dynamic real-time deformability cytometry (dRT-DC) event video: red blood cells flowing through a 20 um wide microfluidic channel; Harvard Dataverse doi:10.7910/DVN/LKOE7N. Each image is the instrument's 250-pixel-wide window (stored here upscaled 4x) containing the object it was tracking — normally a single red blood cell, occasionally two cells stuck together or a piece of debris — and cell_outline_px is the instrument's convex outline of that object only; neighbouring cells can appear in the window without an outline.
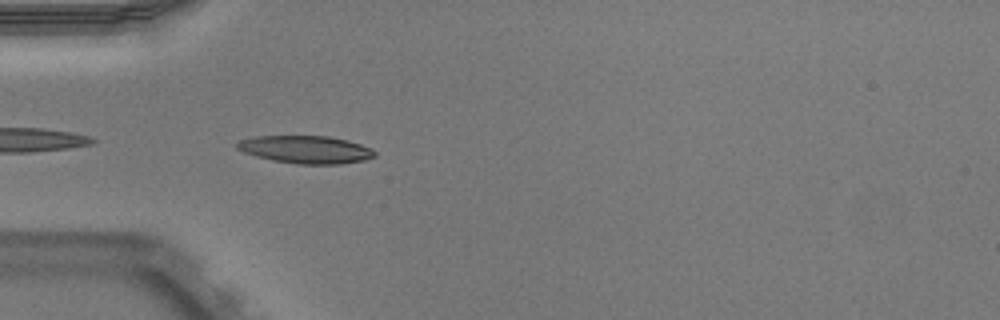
{"species": "Egyptian fruit bat (a non-hibernating species)", "species_latin": "Rousettus aegyptiacus", "temperature_condition": "warm", "stored_images_in_passage": 23, "camera_frame_rate_fps": 3000, "um_per_image_px": 0.085, "animal": {"sex": "male"}, "frame": {"image": 1, "passage_image": 1, "time_ms": 0.0, "image_size_px": [1000, 320], "cell_outline_px": [[376, 156], [364, 160], [340, 164], [296, 164], [272, 160], [256, 156], [244, 152], [236, 148], [236, 144], [240, 140], [252, 136], [328, 136], [348, 140], [372, 148], [376, 152]], "centroid_in_image_um": [26.0, 12.71], "position_along_channel_um": 59.0, "area_um2": 22.31}}